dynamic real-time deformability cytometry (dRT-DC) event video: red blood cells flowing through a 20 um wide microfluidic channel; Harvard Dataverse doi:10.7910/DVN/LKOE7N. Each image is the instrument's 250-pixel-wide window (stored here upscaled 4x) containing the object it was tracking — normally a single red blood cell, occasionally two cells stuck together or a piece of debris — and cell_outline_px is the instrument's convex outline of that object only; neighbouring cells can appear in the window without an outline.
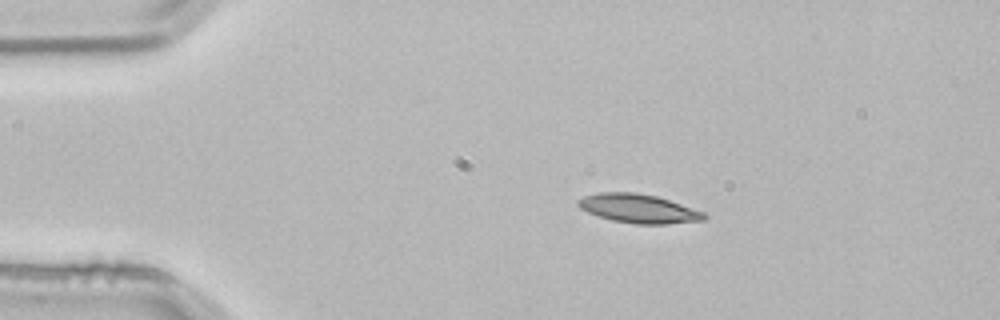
{"species": "common noctule bat (a hibernating species)", "species_latin": "Nyctalus noctula", "temperature_condition": "room temperature", "stored_images_in_passage": 2, "camera_frame_rate_fps": 3000, "um_per_image_px": 0.085, "animal": {"sex": "male", "body_mass_g": 21.5, "forearm_length_mm": 52.0}, "frame": {"image": 1, "passage_image": 1, "time_ms": 0.0, "image_size_px": [1000, 320], "cell_outline_px": [[708, 216], [704, 220], [664, 224], [636, 224], [612, 220], [588, 212], [580, 208], [576, 204], [576, 200], [584, 196], [600, 192], [636, 192], [656, 196], [704, 212]], "centroid_in_image_um": [54.25, 17.72], "position_along_channel_um": 30.8, "area_um2": 21.04}}